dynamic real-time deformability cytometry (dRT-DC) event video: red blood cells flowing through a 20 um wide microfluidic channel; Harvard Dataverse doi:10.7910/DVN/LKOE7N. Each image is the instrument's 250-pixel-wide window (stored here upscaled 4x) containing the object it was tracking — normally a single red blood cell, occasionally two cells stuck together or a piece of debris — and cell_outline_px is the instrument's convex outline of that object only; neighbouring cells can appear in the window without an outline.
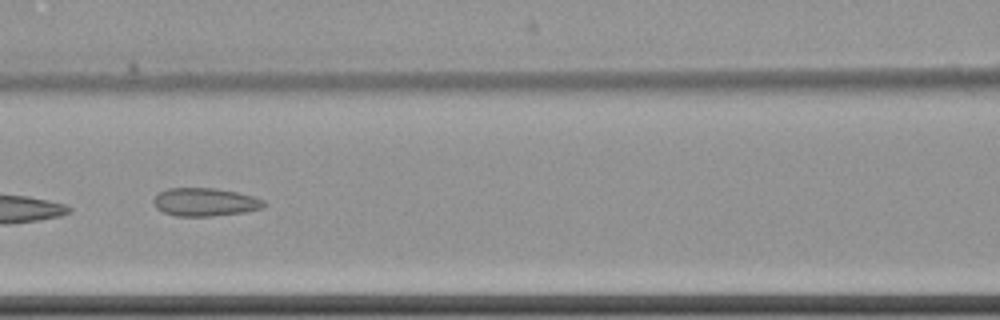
{"species": "common noctule bat (a hibernating species)", "species_latin": "Nyctalus noctula", "temperature_condition": "cold", "stored_images_in_passage": 9, "camera_frame_rate_fps": 3000, "um_per_image_px": 0.085, "animal": {"sex": "female", "body_mass_g": 22.7, "forearm_length_mm": 54.2}, "frame": {"image": 1, "passage_image": 8, "time_ms": 9.667, "image_size_px": [1000, 320], "cell_outline_px": [[268, 204], [264, 208], [244, 212], [212, 216], [176, 216], [164, 212], [156, 208], [152, 200], [160, 192], [168, 188], [216, 188], [236, 192], [252, 196], [264, 200]], "centroid_in_image_um": [17.45, 17.18], "position_along_channel_um": 149.2, "area_um2": 18.15}}
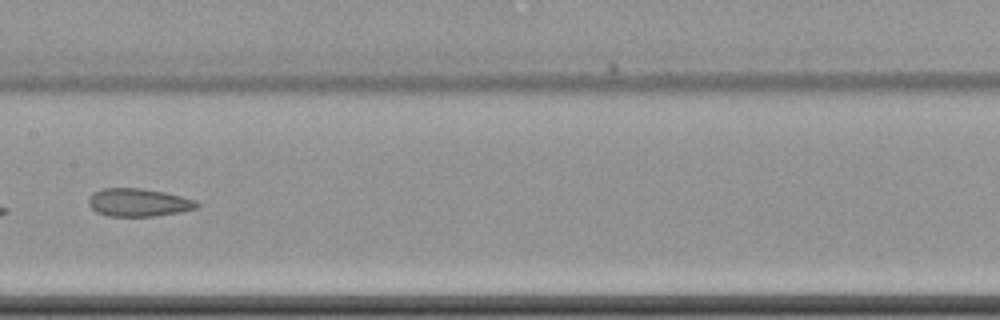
{"frame": {"image": 2, "passage_image": 9, "time_ms": 11.0, "image_size_px": [1000, 320], "cell_outline_px": [[200, 208], [180, 212], [152, 216], [108, 216], [96, 212], [88, 204], [88, 200], [92, 192], [100, 188], [140, 188], [164, 192], [196, 200], [200, 204]], "centroid_in_image_um": [11.77, 17.21], "position_along_channel_um": 195.6, "area_um2": 17.8}}